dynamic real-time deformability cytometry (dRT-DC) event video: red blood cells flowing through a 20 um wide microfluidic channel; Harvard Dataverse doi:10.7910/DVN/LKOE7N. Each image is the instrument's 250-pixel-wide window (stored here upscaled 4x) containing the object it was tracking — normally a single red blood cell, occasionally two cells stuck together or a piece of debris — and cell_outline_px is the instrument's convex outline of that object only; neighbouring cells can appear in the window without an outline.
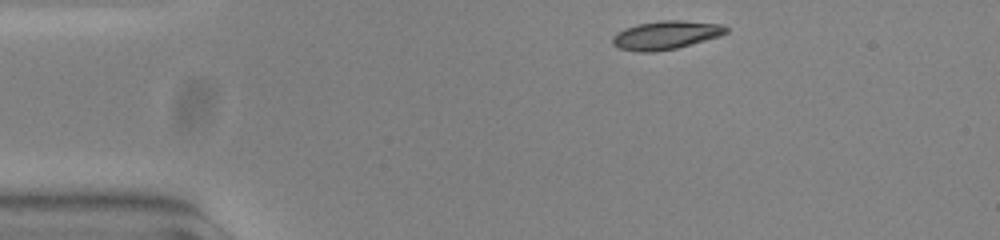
{"species": "common noctule bat (a hibernating species)", "species_latin": "Nyctalus noctula", "temperature_condition": "warm", "stored_images_in_passage": 45, "camera_frame_rate_fps": 3000, "um_per_image_px": 0.085, "animal": {"sex": "female", "body_mass_g": 23.0, "forearm_length_mm": 53.4}, "frame": {"image": 1, "passage_image": 1, "time_ms": 0.0, "image_size_px": [1000, 240], "cell_outline_px": [[728, 32], [720, 36], [676, 48], [656, 52], [640, 52], [620, 48], [612, 44], [612, 36], [616, 32], [624, 28], [636, 24], [660, 20], [680, 20], [720, 24], [728, 28]], "centroid_in_image_um": [56.56, 2.98], "position_along_channel_um": 28.4, "area_um2": 18.9}}
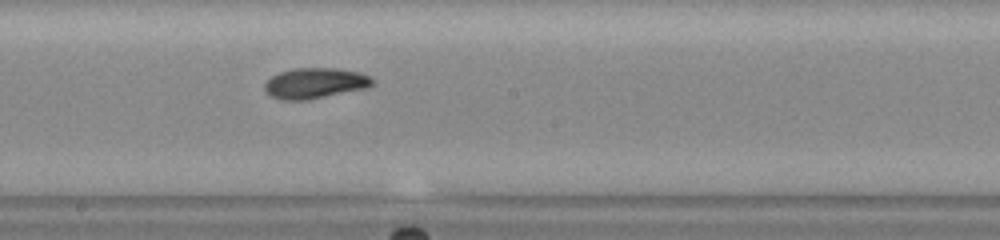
{"frame": {"image": 2, "passage_image": 21, "time_ms": 6.667, "image_size_px": [1000, 240], "cell_outline_px": [[372, 84], [364, 88], [308, 100], [280, 100], [264, 92], [264, 84], [272, 76], [280, 72], [292, 68], [336, 68], [360, 72], [368, 76], [372, 80]], "centroid_in_image_um": [26.71, 7.07], "position_along_channel_um": 221.5, "area_um2": 19.07}}
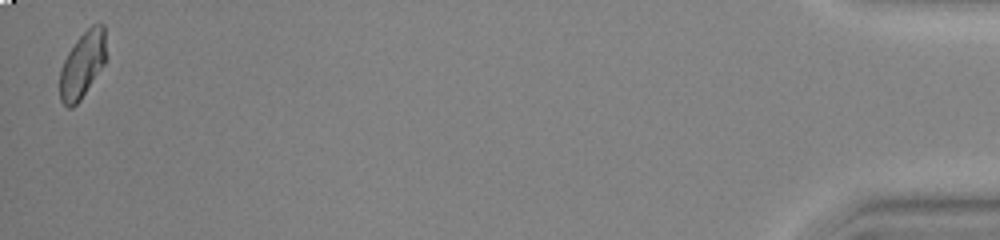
{"frame": {"image": 3, "passage_image": 45, "time_ms": 14.667, "image_size_px": [1000, 240], "cell_outline_px": [[108, 56], [104, 64], [80, 100], [72, 108], [68, 108], [60, 100], [60, 68], [68, 52], [76, 40], [92, 24], [104, 24]], "centroid_in_image_um": [7.03, 5.48], "position_along_channel_um": 428.2, "area_um2": 18.03}, "authors_computed_cell_mechanics": {"area_um2": 18.9006, "velocity_mm_per_s": 3.7912, "shape_relaxation_time_tau1_ms": 6.4808, "shape_relaxation_time_tau2_ms": 4.486, "deformation_change_tau1": 0.1738, "deformation_change_tau2": 0.07}}